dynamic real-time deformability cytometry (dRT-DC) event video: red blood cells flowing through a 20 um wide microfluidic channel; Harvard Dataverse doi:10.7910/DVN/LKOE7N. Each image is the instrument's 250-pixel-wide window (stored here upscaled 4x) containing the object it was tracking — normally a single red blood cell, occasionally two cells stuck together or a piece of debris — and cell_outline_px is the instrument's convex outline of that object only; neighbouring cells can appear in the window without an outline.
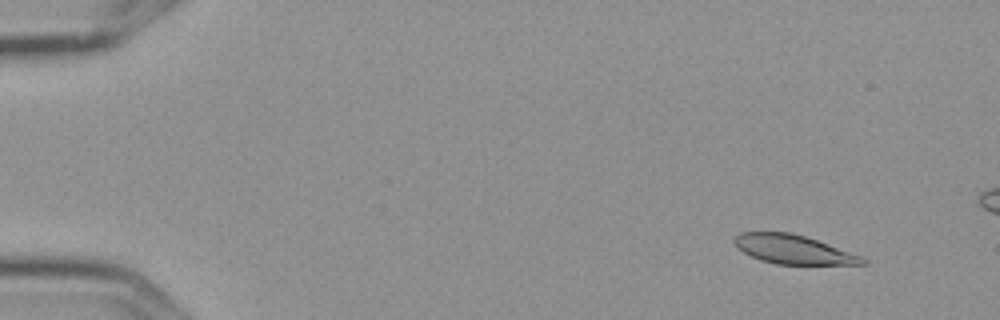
{"species": "Egyptian fruit bat (a non-hibernating species)", "species_latin": "Rousettus aegyptiacus", "temperature_condition": "cold", "stored_images_in_passage": 5, "camera_frame_rate_fps": 3000, "um_per_image_px": 0.085, "frame": {"image": 1, "passage_image": 2, "time_ms": 0.333, "image_size_px": [1000, 320], "cell_outline_px": [[868, 264], [776, 264], [760, 260], [736, 248], [732, 240], [740, 232], [788, 232], [804, 236], [864, 256], [868, 260]], "centroid_in_image_um": [67.44, 21.2], "position_along_channel_um": 17.6, "area_um2": 21.62}}